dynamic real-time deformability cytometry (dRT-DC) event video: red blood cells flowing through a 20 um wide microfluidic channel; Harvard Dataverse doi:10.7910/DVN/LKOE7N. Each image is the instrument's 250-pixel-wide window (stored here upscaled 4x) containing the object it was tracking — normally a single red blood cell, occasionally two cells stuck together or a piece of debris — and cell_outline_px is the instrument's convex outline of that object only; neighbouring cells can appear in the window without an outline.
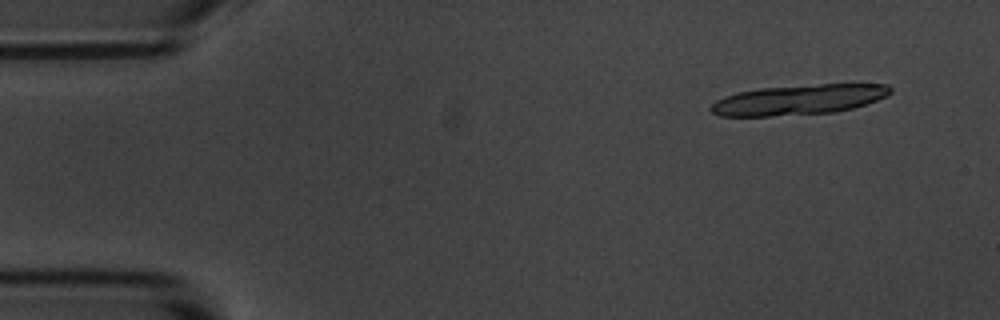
{"species": "common noctule bat (a hibernating species)", "species_latin": "Nyctalus noctula", "temperature_condition": "room temperature", "stored_images_in_passage": 6, "camera_frame_rate_fps": 3000, "um_per_image_px": 0.085, "animal": {"sex": "male", "body_mass_g": 20.1, "forearm_length_mm": 53.5}, "frame": {"image": 1, "passage_image": 2, "time_ms": 1.0, "image_size_px": [1000, 320], "cell_outline_px": [[892, 92], [888, 96], [852, 108], [832, 112], [768, 116], [720, 116], [712, 112], [708, 108], [716, 100], [724, 96], [736, 92], [760, 88], [820, 84], [888, 84], [892, 88]], "centroid_in_image_um": [67.87, 8.47], "position_along_channel_um": 17.1, "area_um2": 31.39}}